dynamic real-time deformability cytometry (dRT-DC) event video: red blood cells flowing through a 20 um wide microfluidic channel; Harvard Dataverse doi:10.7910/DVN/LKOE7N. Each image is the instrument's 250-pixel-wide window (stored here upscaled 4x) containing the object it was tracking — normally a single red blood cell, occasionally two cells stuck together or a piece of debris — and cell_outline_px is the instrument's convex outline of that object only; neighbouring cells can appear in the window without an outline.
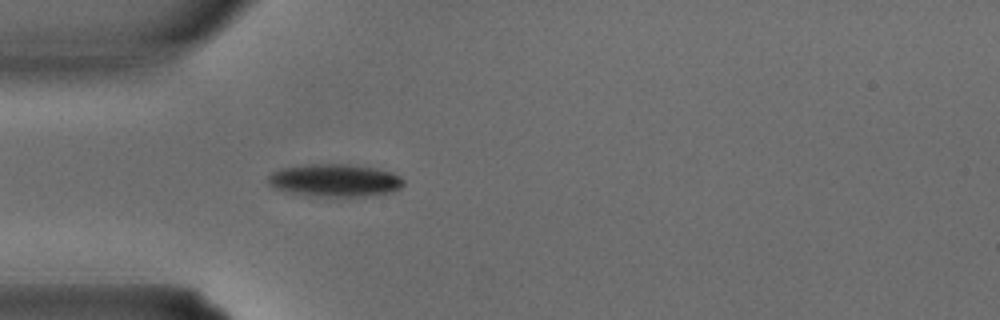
{"species": "common noctule bat (a hibernating species)", "species_latin": "Nyctalus noctula", "temperature_condition": "warm", "stored_images_in_passage": 23, "camera_frame_rate_fps": 3000, "um_per_image_px": 0.085, "animal": {"sex": "male", "body_mass_g": 15.6}, "frame": {"image": 1, "passage_image": 1, "time_ms": 0.0, "image_size_px": [1000, 320], "cell_outline_px": [[404, 184], [400, 188], [392, 192], [364, 196], [320, 196], [292, 192], [276, 188], [268, 184], [268, 176], [272, 172], [280, 168], [308, 164], [348, 164], [376, 168], [392, 172], [400, 176], [404, 180]], "centroid_in_image_um": [28.49, 15.31], "position_along_channel_um": 56.5, "area_um2": 25.61}}
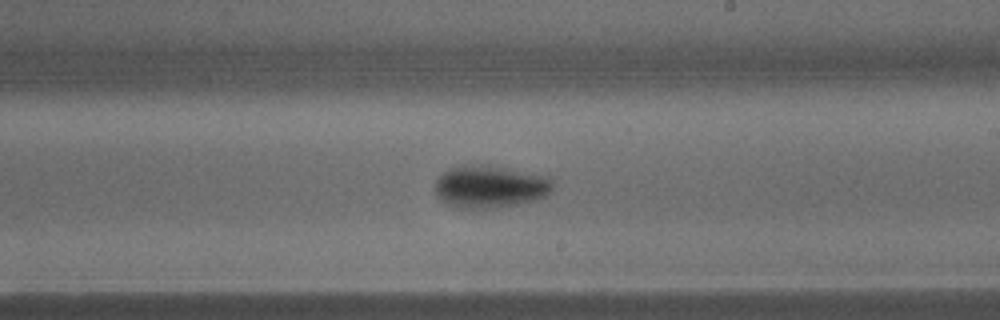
{"frame": {"image": 2, "passage_image": 11, "time_ms": 3.333, "image_size_px": [1000, 320], "cell_outline_px": [[552, 188], [544, 196], [536, 200], [516, 204], [492, 208], [456, 208], [440, 200], [436, 196], [436, 180], [444, 172], [452, 168], [492, 168], [544, 176], [552, 180]], "centroid_in_image_um": [41.61, 15.95], "position_along_channel_um": 247.4, "area_um2": 27.4}}
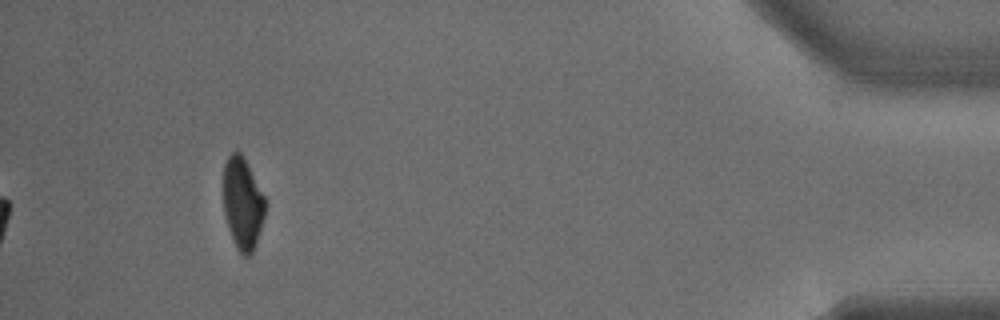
{"frame": {"image": 3, "passage_image": 23, "time_ms": 7.333, "image_size_px": [1000, 320], "cell_outline_px": [[268, 204], [252, 252], [248, 256], [244, 256], [236, 248], [232, 240], [228, 228], [224, 212], [224, 164], [228, 156], [236, 148], [240, 152], [248, 164]], "centroid_in_image_um": [20.62, 17.26], "position_along_channel_um": 414.6, "area_um2": 22.37}}